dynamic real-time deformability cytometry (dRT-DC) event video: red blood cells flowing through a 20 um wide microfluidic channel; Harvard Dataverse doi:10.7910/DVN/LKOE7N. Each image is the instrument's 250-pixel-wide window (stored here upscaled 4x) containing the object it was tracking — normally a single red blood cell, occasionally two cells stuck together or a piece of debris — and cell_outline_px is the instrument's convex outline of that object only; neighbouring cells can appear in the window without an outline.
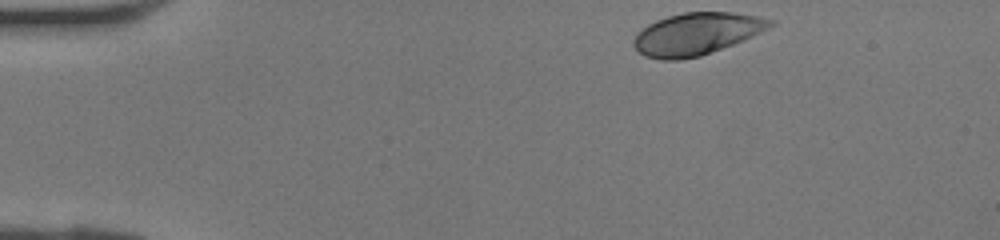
{"species": "human", "species_latin": "Homo sapiens", "temperature_condition": "room temperature", "stored_images_in_passage": 36, "camera_frame_rate_fps": 3000, "um_per_image_px": 0.085, "donor": {"sex": "female"}, "frame": {"image": 1, "passage_image": 1, "time_ms": 0.0, "image_size_px": [1000, 240], "cell_outline_px": [[776, 24], [744, 40], [700, 56], [680, 60], [660, 60], [644, 56], [632, 44], [632, 40], [648, 24], [656, 20], [668, 16], [684, 12], [732, 12], [756, 16], [776, 20]], "centroid_in_image_um": [59.21, 2.88], "position_along_channel_um": 25.8, "area_um2": 33.41}}
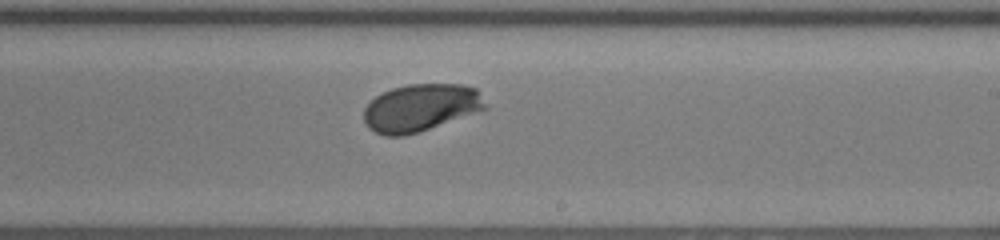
{"frame": {"image": 2, "passage_image": 20, "time_ms": 6.333, "image_size_px": [1000, 240], "cell_outline_px": [[488, 108], [420, 132], [404, 136], [384, 136], [368, 128], [364, 124], [364, 108], [376, 96], [392, 88], [408, 84], [460, 84], [476, 88]], "centroid_in_image_um": [35.74, 9.16], "position_along_channel_um": 253.3, "area_um2": 33.58}}
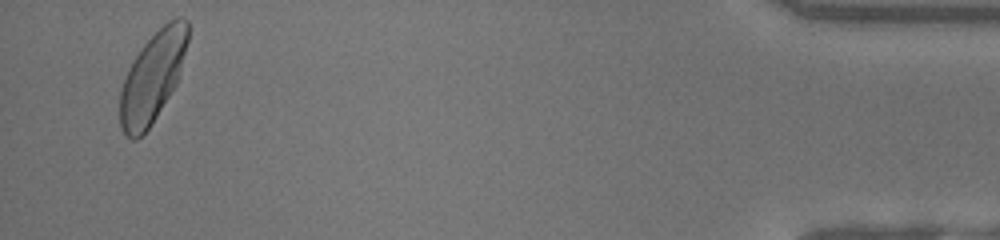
{"frame": {"image": 3, "passage_image": 35, "time_ms": 11.333, "image_size_px": [1000, 240], "cell_outline_px": [[188, 40], [176, 84], [156, 116], [148, 128], [136, 140], [132, 140], [120, 128], [120, 92], [128, 68], [132, 60], [140, 48], [168, 20], [176, 16], [180, 16], [188, 20]], "centroid_in_image_um": [12.96, 6.52], "position_along_channel_um": 422.2, "area_um2": 35.14}}